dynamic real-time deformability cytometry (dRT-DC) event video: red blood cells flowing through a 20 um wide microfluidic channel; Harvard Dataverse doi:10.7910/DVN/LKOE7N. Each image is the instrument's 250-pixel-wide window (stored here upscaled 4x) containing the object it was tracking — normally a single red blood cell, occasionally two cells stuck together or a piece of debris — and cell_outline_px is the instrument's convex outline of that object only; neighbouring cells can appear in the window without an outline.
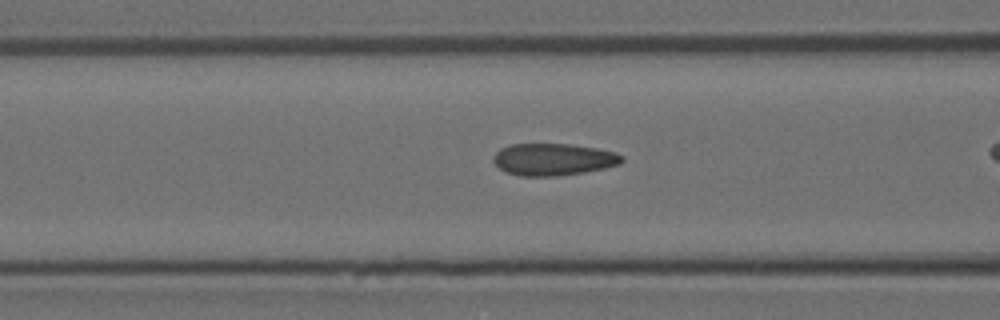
{"species": "Egyptian fruit bat (a non-hibernating species)", "species_latin": "Rousettus aegyptiacus", "temperature_condition": "room temperature", "stored_images_in_passage": 32, "camera_frame_rate_fps": 3000, "um_per_image_px": 0.085, "animal": {"sex": "female"}, "frame": {"image": 1, "passage_image": 12, "time_ms": 3.667, "image_size_px": [1000, 320], "cell_outline_px": [[624, 160], [620, 164], [604, 168], [584, 172], [556, 176], [520, 176], [508, 172], [500, 168], [492, 160], [492, 156], [500, 148], [508, 144], [568, 144], [596, 148], [616, 152], [624, 156]], "centroid_in_image_um": [47.03, 13.54], "position_along_channel_um": 119.6, "area_um2": 24.04}}
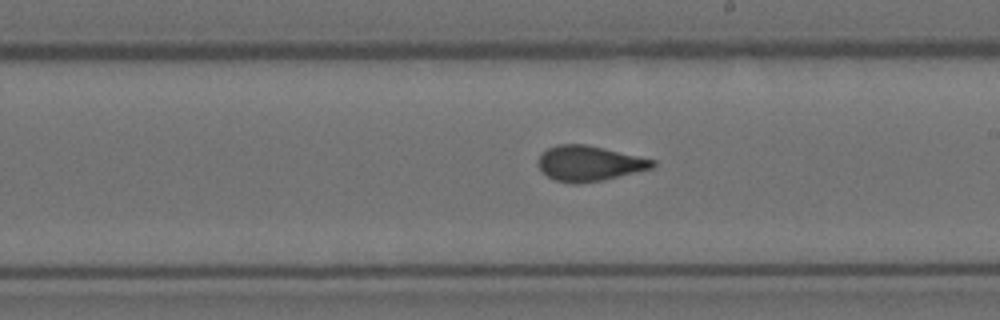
{"frame": {"image": 2, "passage_image": 21, "time_ms": 6.667, "image_size_px": [1000, 320], "cell_outline_px": [[656, 164], [652, 168], [600, 180], [576, 184], [572, 184], [556, 180], [548, 176], [540, 168], [540, 156], [548, 148], [556, 144], [588, 144], [656, 160]], "centroid_in_image_um": [50.1, 13.87], "position_along_channel_um": 238.9, "area_um2": 23.12}}
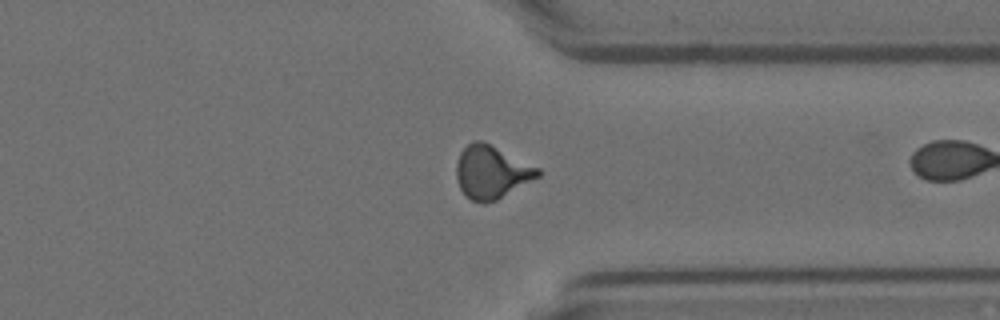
{"frame": {"image": 3, "passage_image": 31, "time_ms": 10.0, "image_size_px": [1000, 320], "cell_outline_px": [[540, 176], [496, 200], [472, 200], [464, 196], [456, 180], [456, 164], [460, 152], [472, 140], [480, 140], [540, 168]], "centroid_in_image_um": [41.75, 14.61], "position_along_channel_um": 369.7, "area_um2": 24.68}}